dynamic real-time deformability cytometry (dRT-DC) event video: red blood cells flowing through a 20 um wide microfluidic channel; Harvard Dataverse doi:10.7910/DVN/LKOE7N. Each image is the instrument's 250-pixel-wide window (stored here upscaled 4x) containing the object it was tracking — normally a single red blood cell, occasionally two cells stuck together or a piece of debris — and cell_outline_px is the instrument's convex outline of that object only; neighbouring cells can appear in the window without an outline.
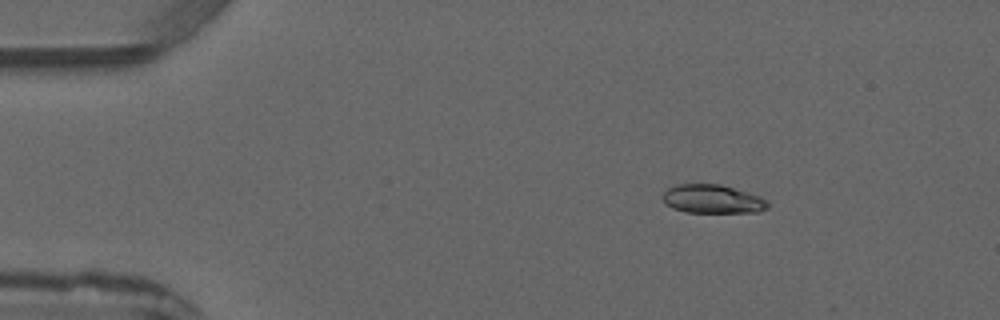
{"species": "common noctule bat (a hibernating species)", "species_latin": "Nyctalus noctula", "temperature_condition": "warm", "stored_images_in_passage": 4, "camera_frame_rate_fps": 3000, "um_per_image_px": 0.085, "animal": {"sex": "male", "forearm_length_mm": 52.5}, "frame": {"image": 1, "passage_image": 1, "time_ms": 0.0, "image_size_px": [1000, 320], "cell_outline_px": [[768, 208], [756, 212], [684, 212], [672, 208], [664, 204], [660, 196], [668, 188], [676, 184], [720, 184], [748, 192], [760, 196], [768, 200]], "centroid_in_image_um": [60.52, 16.91], "position_along_channel_um": 24.5, "area_um2": 17.74}}